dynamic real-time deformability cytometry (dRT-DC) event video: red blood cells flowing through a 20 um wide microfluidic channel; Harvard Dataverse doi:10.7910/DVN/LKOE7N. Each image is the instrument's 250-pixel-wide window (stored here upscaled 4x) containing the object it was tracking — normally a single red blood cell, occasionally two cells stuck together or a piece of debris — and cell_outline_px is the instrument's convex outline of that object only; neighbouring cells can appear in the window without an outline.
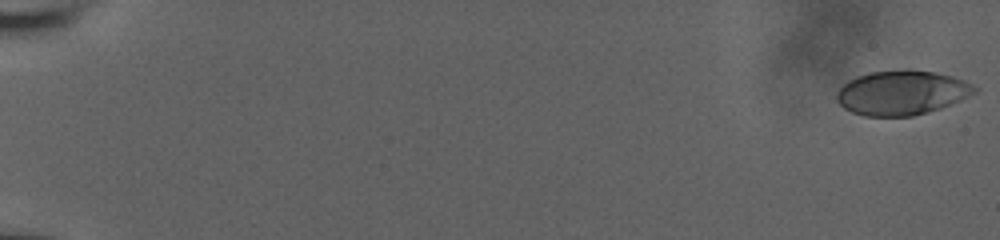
{"species": "human", "species_latin": "Homo sapiens", "temperature_condition": "room temperature", "stored_images_in_passage": 58, "camera_frame_rate_fps": 3000, "um_per_image_px": 0.085, "donor": {"sex": "male"}, "frame": {"image": 1, "passage_image": 1, "time_ms": 0.0, "image_size_px": [1000, 240], "cell_outline_px": [[980, 88], [976, 92], [960, 100], [940, 108], [928, 112], [912, 116], [864, 116], [852, 112], [844, 108], [836, 100], [836, 92], [848, 80], [856, 76], [868, 72], [908, 68], [936, 72], [952, 76], [964, 80]], "centroid_in_image_um": [76.65, 7.86], "position_along_channel_um": 8.4, "area_um2": 36.13}}
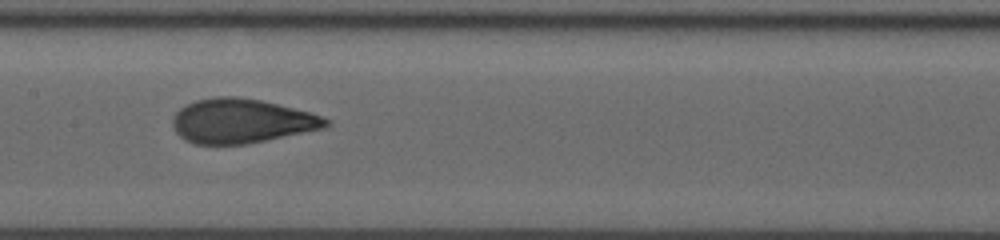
{"frame": {"image": 2, "passage_image": 32, "time_ms": 10.333, "image_size_px": [1000, 240], "cell_outline_px": [[332, 124], [324, 128], [244, 144], [196, 144], [180, 136], [176, 132], [172, 124], [172, 120], [176, 112], [180, 108], [196, 100], [216, 96], [240, 96], [260, 100], [312, 112], [324, 116], [332, 120]], "centroid_in_image_um": [20.56, 10.27], "position_along_channel_um": 186.8, "area_um2": 39.54}}
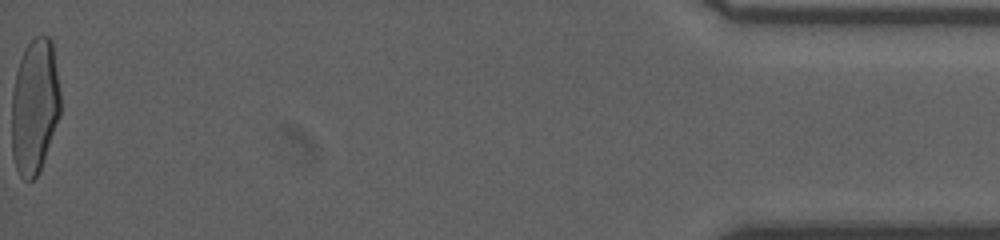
{"frame": {"image": 3, "passage_image": 58, "time_ms": 19.0, "image_size_px": [1000, 240], "cell_outline_px": [[60, 116], [40, 168], [36, 176], [32, 180], [24, 180], [20, 176], [16, 168], [12, 156], [12, 92], [16, 72], [24, 48], [36, 36], [48, 36], [52, 40], [60, 92]], "centroid_in_image_um": [2.94, 9.03], "position_along_channel_um": 432.3, "area_um2": 38.32}, "authors_computed_cell_mechanics": {"area_um2": 38.726, "velocity_mm_per_s": 3.8438, "shape_relaxation_time_tau1_ms": 7.2455, "shape_relaxation_time_tau2_ms": 0.733, "deformation_change_tau1": 0.2458, "deformation_change_tau2": 0.0739}}